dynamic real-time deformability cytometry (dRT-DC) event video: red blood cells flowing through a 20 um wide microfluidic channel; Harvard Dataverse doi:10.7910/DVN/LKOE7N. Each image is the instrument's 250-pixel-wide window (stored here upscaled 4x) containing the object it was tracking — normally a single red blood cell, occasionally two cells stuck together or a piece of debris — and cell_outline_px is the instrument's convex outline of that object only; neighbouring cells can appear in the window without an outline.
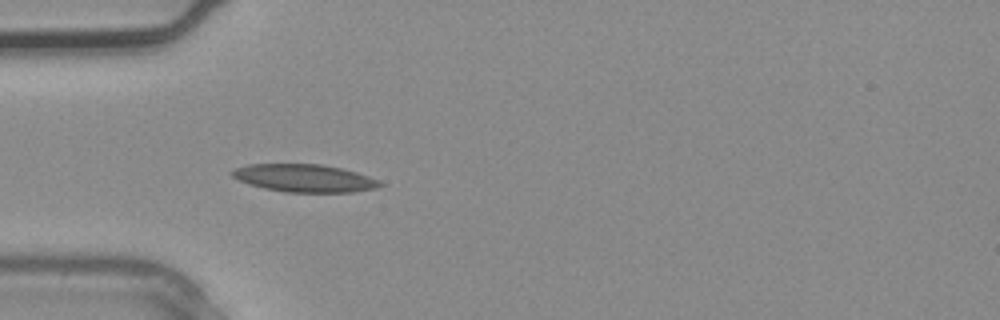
{"species": "common noctule bat (a hibernating species)", "species_latin": "Nyctalus noctula", "temperature_condition": "warm", "stored_images_in_passage": 2, "camera_frame_rate_fps": 3000, "um_per_image_px": 0.085, "animal": {"sex": "male", "body_mass_g": 20.4}, "frame": {"image": 1, "passage_image": 1, "time_ms": 0.0, "image_size_px": [1000, 320], "cell_outline_px": [[384, 184], [376, 188], [352, 192], [284, 192], [264, 188], [248, 184], [232, 176], [228, 172], [236, 168], [248, 164], [320, 164], [340, 168], [356, 172], [380, 180]], "centroid_in_image_um": [25.86, 15.14], "position_along_channel_um": 59.1, "area_um2": 23.87}}